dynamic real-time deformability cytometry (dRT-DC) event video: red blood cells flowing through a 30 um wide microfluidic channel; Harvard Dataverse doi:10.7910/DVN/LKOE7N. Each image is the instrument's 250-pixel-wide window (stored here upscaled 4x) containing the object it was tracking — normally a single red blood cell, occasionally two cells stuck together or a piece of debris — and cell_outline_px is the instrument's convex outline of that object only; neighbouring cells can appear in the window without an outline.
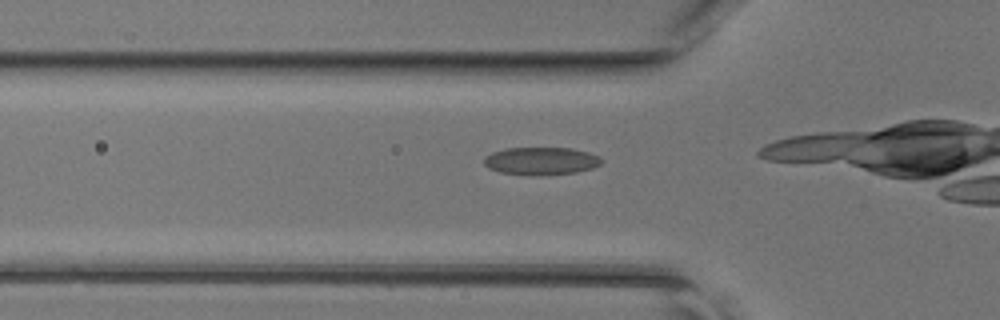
{"species": "common noctule bat (a hibernating species)", "species_latin": "Nyctalus noctula", "temperature_condition": "room temperature", "stored_images_in_passage": 10, "camera_frame_rate_fps": 3000, "um_per_image_px": 0.085, "animal": {"sex": "female", "body_mass_g": 17.0, "forearm_length_mm": 48.0}, "frame": {"image": 1, "passage_image": 7, "time_ms": 2.0, "image_size_px": [1000, 320], "cell_outline_px": [[604, 160], [600, 164], [592, 168], [576, 172], [540, 176], [532, 176], [500, 172], [488, 168], [484, 164], [484, 156], [492, 152], [504, 148], [572, 148], [588, 152], [600, 156]], "centroid_in_image_um": [45.98, 13.69], "position_along_channel_um": 79.8, "area_um2": 19.25}}